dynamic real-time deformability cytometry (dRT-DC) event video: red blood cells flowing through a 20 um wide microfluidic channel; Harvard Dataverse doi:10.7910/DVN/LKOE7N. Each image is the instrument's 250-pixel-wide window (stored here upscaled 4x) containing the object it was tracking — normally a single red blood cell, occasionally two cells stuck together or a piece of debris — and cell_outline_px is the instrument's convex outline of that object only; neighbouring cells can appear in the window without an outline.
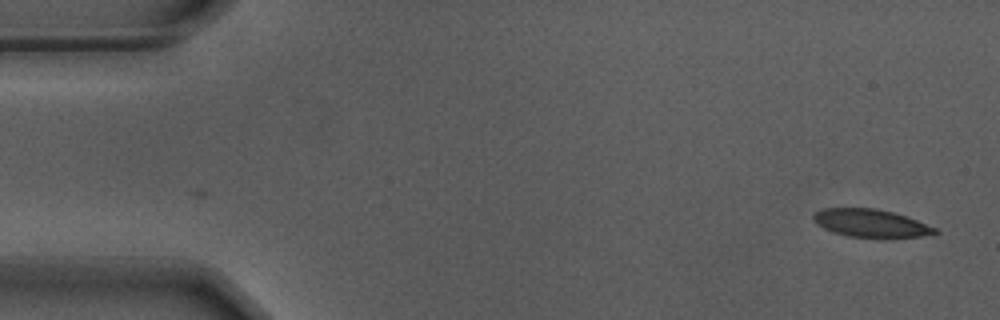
{"species": "Egyptian fruit bat (a non-hibernating species)", "species_latin": "Rousettus aegyptiacus", "temperature_condition": "warm", "stored_images_in_passage": 15, "camera_frame_rate_fps": 3000, "um_per_image_px": 0.085, "animal": {"sex": "male"}, "frame": {"image": 1, "passage_image": 1, "time_ms": 0.0, "image_size_px": [1000, 320], "cell_outline_px": [[940, 232], [924, 236], [888, 240], [848, 236], [832, 232], [816, 224], [812, 216], [816, 212], [824, 208], [876, 208], [892, 212], [916, 220], [936, 228]], "centroid_in_image_um": [74.05, 19.01], "position_along_channel_um": 11.0, "area_um2": 20.29}}
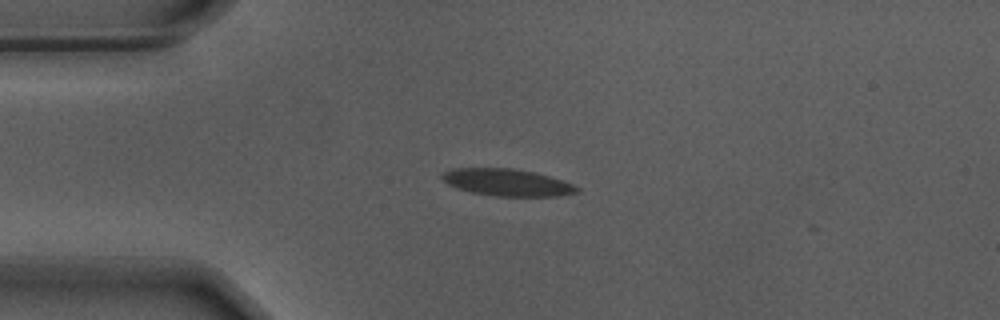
{"frame": {"image": 2, "passage_image": 12, "time_ms": 3.667, "image_size_px": [1000, 320], "cell_outline_px": [[580, 188], [576, 192], [556, 196], [496, 196], [472, 192], [456, 188], [448, 184], [440, 176], [444, 172], [452, 168], [512, 168], [532, 172], [548, 176], [572, 184]], "centroid_in_image_um": [43.05, 15.5], "position_along_channel_um": 41.9, "area_um2": 20.92}}